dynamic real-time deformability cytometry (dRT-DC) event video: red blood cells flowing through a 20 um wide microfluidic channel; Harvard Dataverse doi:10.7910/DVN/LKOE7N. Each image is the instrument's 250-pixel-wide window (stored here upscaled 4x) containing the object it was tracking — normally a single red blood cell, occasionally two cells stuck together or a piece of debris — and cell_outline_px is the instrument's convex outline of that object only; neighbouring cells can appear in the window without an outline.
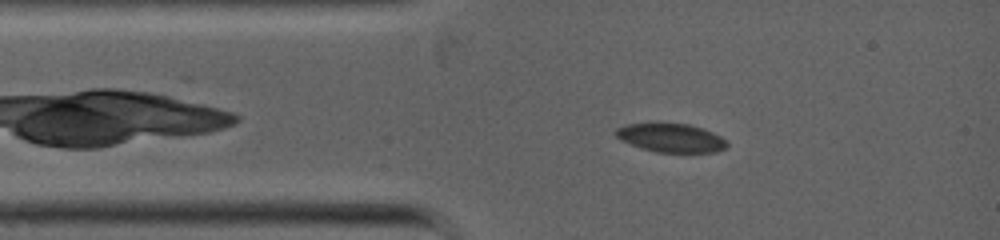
{"species": "common noctule bat (a hibernating species)", "species_latin": "Nyctalus noctula", "temperature_condition": "warm", "stored_images_in_passage": 38, "camera_frame_rate_fps": 5000, "um_per_image_px": 0.085, "animal": {"sex": "female", "body_mass_g": 19.0, "forearm_length_mm": 53.3}, "frame": {"image": 1, "passage_image": 5, "time_ms": 1.4, "image_size_px": [1000, 240], "cell_outline_px": [[728, 144], [724, 148], [716, 152], [656, 152], [620, 140], [616, 136], [616, 128], [624, 124], [656, 120], [660, 120], [688, 124], [704, 128], [728, 140]], "centroid_in_image_um": [57.0, 11.65], "position_along_channel_um": 28.0, "area_um2": 19.31}}
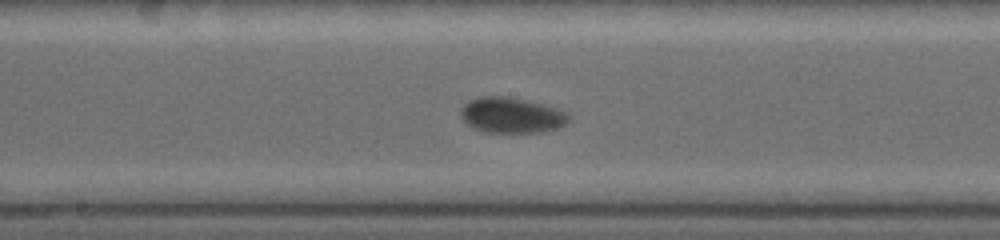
{"frame": {"image": 2, "passage_image": 16, "time_ms": 5.4, "image_size_px": [1000, 240], "cell_outline_px": [[568, 120], [560, 128], [540, 132], [484, 132], [472, 128], [460, 116], [460, 108], [468, 100], [480, 96], [508, 96], [528, 100], [544, 104], [568, 112]], "centroid_in_image_um": [43.45, 9.78], "position_along_channel_um": 204.7, "area_um2": 22.6}}
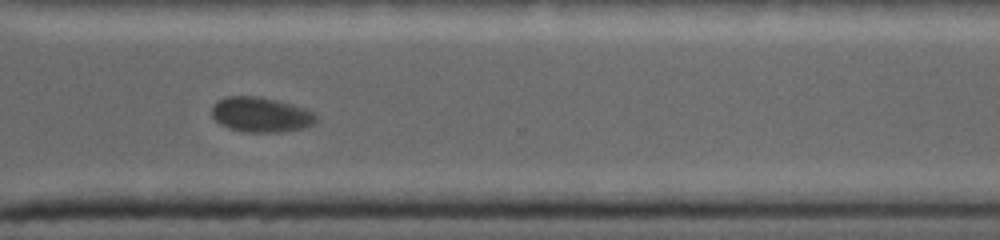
{"frame": {"image": 3, "passage_image": 24, "time_ms": 8.4, "image_size_px": [1000, 240], "cell_outline_px": [[316, 120], [312, 124], [304, 128], [280, 132], [248, 132], [228, 128], [220, 124], [212, 116], [212, 104], [216, 100], [228, 96], [260, 96], [292, 104], [304, 108], [312, 112], [316, 116]], "centroid_in_image_um": [22.14, 9.74], "position_along_channel_um": 348.5, "area_um2": 21.27}}